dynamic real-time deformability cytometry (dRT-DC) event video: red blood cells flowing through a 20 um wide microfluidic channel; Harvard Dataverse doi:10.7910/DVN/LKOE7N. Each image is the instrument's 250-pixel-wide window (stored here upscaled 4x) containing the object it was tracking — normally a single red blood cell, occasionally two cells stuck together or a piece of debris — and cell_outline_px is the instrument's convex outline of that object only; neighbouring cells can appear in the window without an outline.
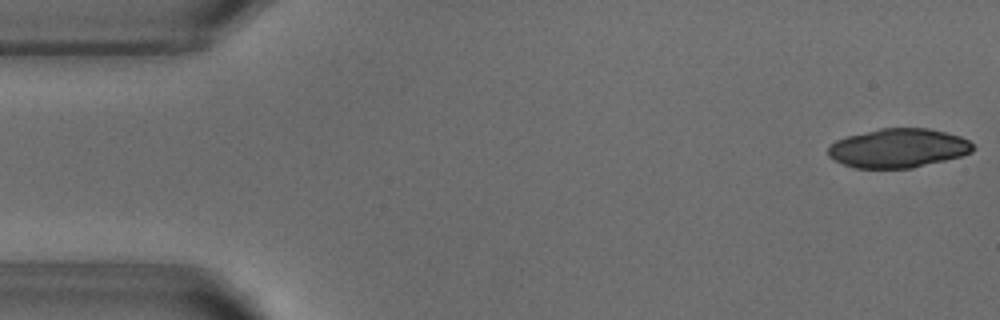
{"species": "common noctule bat (a hibernating species)", "species_latin": "Nyctalus noctula", "temperature_condition": "warm", "stored_images_in_passage": 51, "camera_frame_rate_fps": 3000, "um_per_image_px": 0.085, "animal": {"sex": "male", "body_mass_g": 18.8}, "frame": {"image": 1, "passage_image": 1, "time_ms": 0.0, "image_size_px": [1000, 320], "cell_outline_px": [[976, 148], [972, 152], [960, 156], [912, 168], [856, 168], [844, 164], [828, 156], [828, 148], [836, 140], [848, 136], [880, 128], [928, 128], [960, 136], [968, 140]], "centroid_in_image_um": [76.36, 12.59], "position_along_channel_um": 8.6, "area_um2": 32.71}}
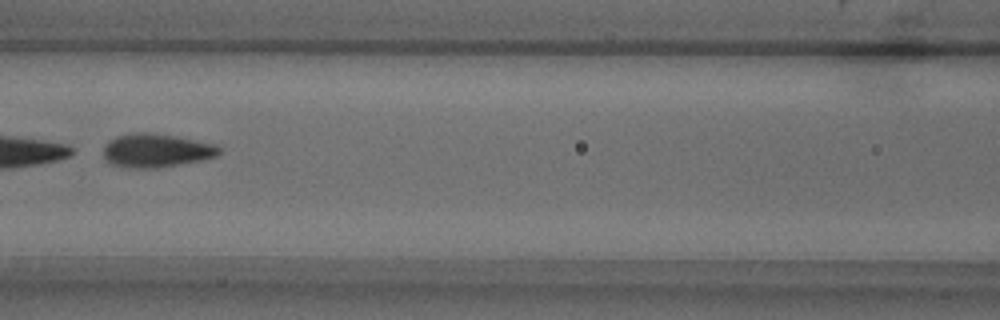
{"frame": {"image": 2, "passage_image": 22, "time_ms": 7.0, "image_size_px": [1000, 320], "cell_outline_px": [[220, 152], [216, 156], [200, 160], [160, 168], [128, 168], [112, 164], [104, 156], [104, 144], [108, 140], [116, 136], [136, 132], [152, 132], [176, 136], [216, 144], [220, 148]], "centroid_in_image_um": [13.26, 12.78], "position_along_channel_um": 153.3, "area_um2": 22.77}}